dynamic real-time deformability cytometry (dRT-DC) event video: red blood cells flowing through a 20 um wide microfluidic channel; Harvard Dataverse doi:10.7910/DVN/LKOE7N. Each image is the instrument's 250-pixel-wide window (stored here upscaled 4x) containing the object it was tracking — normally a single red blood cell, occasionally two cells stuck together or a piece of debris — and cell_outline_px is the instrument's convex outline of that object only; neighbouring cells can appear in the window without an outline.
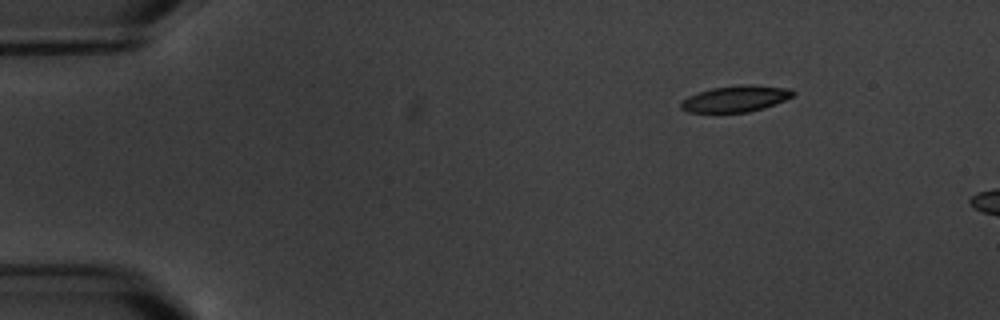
{"species": "common noctule bat (a hibernating species)", "species_latin": "Nyctalus noctula", "temperature_condition": "warm", "stored_images_in_passage": 3, "camera_frame_rate_fps": 3000, "um_per_image_px": 0.085, "animal": {"sex": "male", "body_mass_g": 20.1, "forearm_length_mm": 53.5}, "frame": {"image": 1, "passage_image": 1, "time_ms": 0.0, "image_size_px": [1000, 320], "cell_outline_px": [[796, 92], [792, 96], [784, 100], [764, 108], [748, 112], [688, 112], [680, 108], [680, 104], [688, 96], [712, 88], [740, 84], [752, 84], [792, 88]], "centroid_in_image_um": [62.57, 8.38], "position_along_channel_um": 22.4, "area_um2": 17.17}}